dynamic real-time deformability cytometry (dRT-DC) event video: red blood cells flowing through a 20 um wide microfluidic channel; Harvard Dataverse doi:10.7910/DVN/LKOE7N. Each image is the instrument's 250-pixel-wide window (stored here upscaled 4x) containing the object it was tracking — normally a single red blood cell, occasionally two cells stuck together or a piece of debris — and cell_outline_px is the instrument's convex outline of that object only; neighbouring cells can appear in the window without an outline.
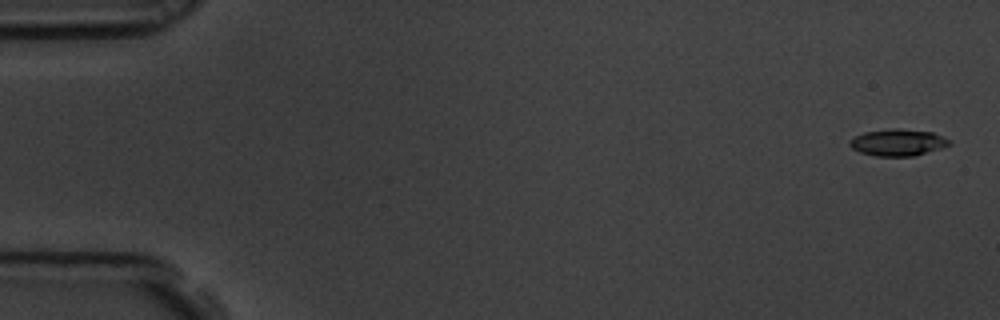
{"species": "common noctule bat (a hibernating species)", "species_latin": "Nyctalus noctula", "temperature_condition": "room temperature", "stored_images_in_passage": 59, "camera_frame_rate_fps": 3000, "um_per_image_px": 0.085, "animal": {"sex": "male", "body_mass_g": 19.5, "forearm_length_mm": 54.6}, "frame": {"image": 1, "passage_image": 2, "time_ms": 0.333, "image_size_px": [1000, 320], "cell_outline_px": [[952, 144], [916, 156], [876, 156], [860, 152], [852, 148], [848, 144], [848, 140], [864, 132], [888, 128], [900, 128], [932, 132], [952, 140]], "centroid_in_image_um": [76.32, 12.1], "position_along_channel_um": 8.7, "area_um2": 15.72}}
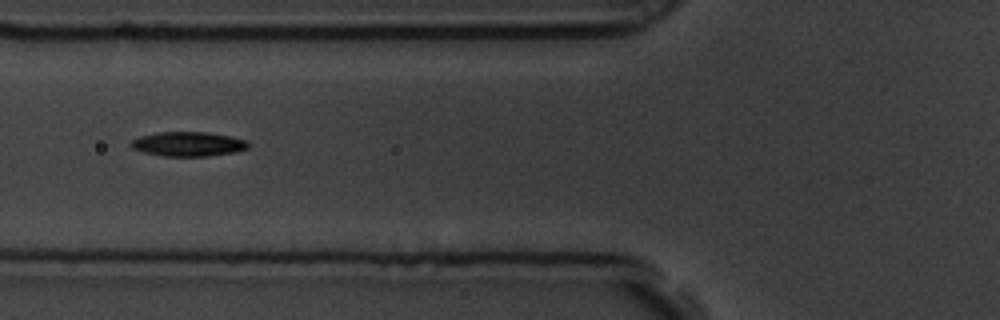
{"frame": {"image": 2, "passage_image": 23, "time_ms": 7.333, "image_size_px": [1000, 320], "cell_outline_px": [[252, 144], [248, 148], [236, 152], [208, 156], [164, 156], [144, 152], [132, 148], [132, 140], [140, 136], [156, 132], [208, 132], [248, 140]], "centroid_in_image_um": [16.05, 12.24], "position_along_channel_um": 109.7, "area_um2": 16.76}}
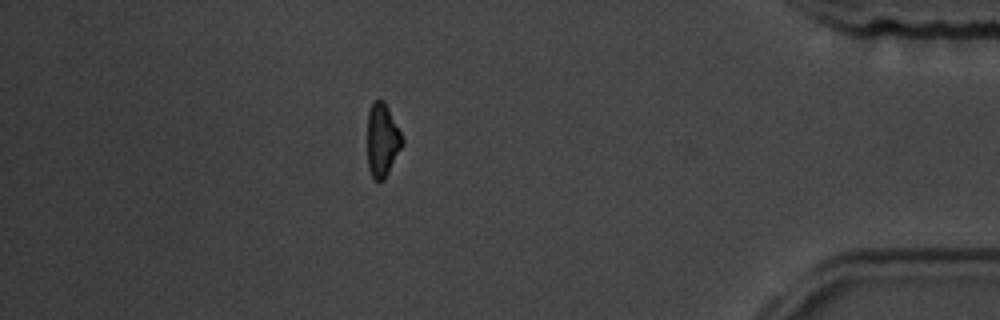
{"frame": {"image": 3, "passage_image": 52, "time_ms": 17.0, "image_size_px": [1000, 320], "cell_outline_px": [[404, 144], [384, 180], [376, 180], [372, 176], [368, 168], [368, 112], [372, 100], [384, 100], [404, 140]], "centroid_in_image_um": [32.5, 11.9], "position_along_channel_um": 402.7, "area_um2": 14.85}, "authors_computed_cell_mechanics": {"area_um2": 15.8372, "velocity_mm_per_s": 3.4704, "shape_relaxation_time_tau1_ms": 3.5076, "shape_relaxation_time_tau2_ms": null, "deformation_change_tau1": 0.1251, "deformation_change_tau2": null}}